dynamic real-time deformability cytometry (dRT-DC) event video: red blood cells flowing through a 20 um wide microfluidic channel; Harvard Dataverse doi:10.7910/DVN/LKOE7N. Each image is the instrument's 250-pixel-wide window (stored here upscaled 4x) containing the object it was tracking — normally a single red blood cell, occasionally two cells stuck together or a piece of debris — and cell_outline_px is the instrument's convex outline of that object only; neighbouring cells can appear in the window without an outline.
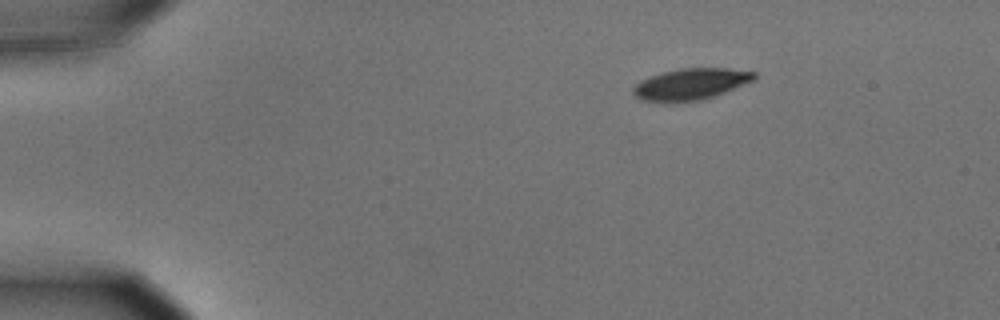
{"species": "common noctule bat (a hibernating species)", "species_latin": "Nyctalus noctula", "temperature_condition": "cold", "stored_images_in_passage": 49, "camera_frame_rate_fps": 3000, "um_per_image_px": 0.085, "animal": {"sex": "male", "body_mass_g": 15.6}, "frame": {"image": 1, "passage_image": 1, "time_ms": 0.0, "image_size_px": [1000, 320], "cell_outline_px": [[756, 76], [752, 80], [724, 92], [700, 100], [640, 100], [632, 92], [632, 88], [640, 80], [648, 76], [680, 68], [728, 68], [756, 72]], "centroid_in_image_um": [58.69, 7.11], "position_along_channel_um": 26.3, "area_um2": 21.44}}
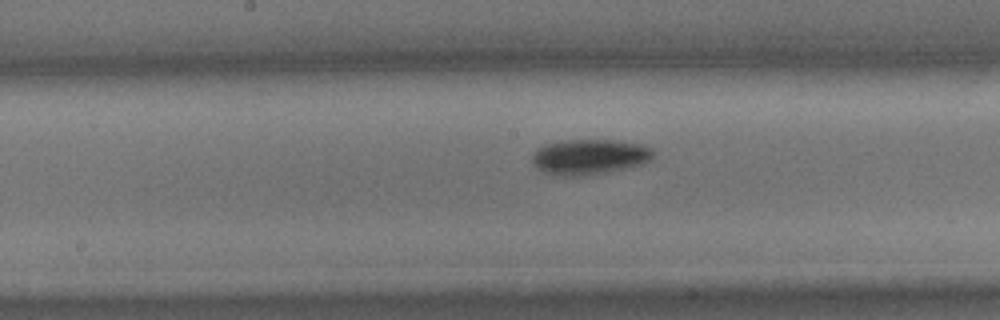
{"frame": {"image": 2, "passage_image": 22, "time_ms": 7.0, "image_size_px": [1000, 320], "cell_outline_px": [[652, 156], [644, 164], [608, 172], [580, 176], [552, 176], [544, 172], [532, 164], [532, 152], [548, 144], [564, 140], [612, 140], [644, 144], [652, 148]], "centroid_in_image_um": [50.09, 13.34], "position_along_channel_um": 198.1, "area_um2": 25.03}}
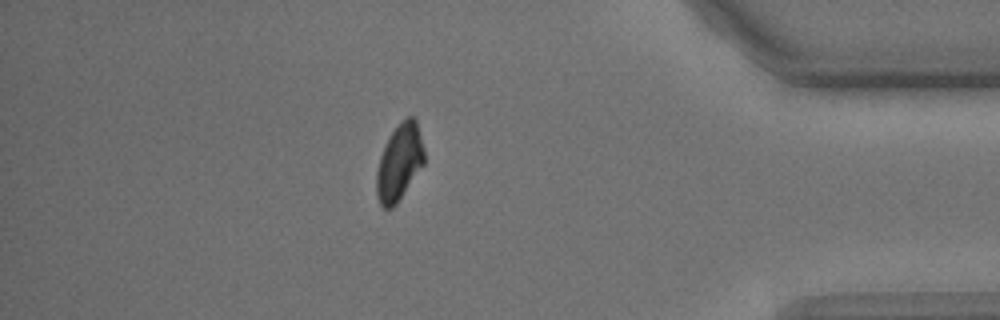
{"frame": {"image": 3, "passage_image": 42, "time_ms": 13.667, "image_size_px": [1000, 320], "cell_outline_px": [[424, 164], [396, 204], [392, 208], [384, 208], [380, 204], [376, 192], [376, 172], [380, 156], [384, 144], [400, 120], [408, 116], [412, 116], [416, 120], [424, 148]], "centroid_in_image_um": [33.94, 13.78], "position_along_channel_um": 401.3, "area_um2": 21.21}, "authors_computed_cell_mechanics": {"area_um2": 23.6402, "velocity_mm_per_s": 3.5248, "shape_relaxation_time_tau1_ms": 2.1648, "shape_relaxation_time_tau2_ms": null, "deformation_change_tau1": 0.1152, "deformation_change_tau2": null}}